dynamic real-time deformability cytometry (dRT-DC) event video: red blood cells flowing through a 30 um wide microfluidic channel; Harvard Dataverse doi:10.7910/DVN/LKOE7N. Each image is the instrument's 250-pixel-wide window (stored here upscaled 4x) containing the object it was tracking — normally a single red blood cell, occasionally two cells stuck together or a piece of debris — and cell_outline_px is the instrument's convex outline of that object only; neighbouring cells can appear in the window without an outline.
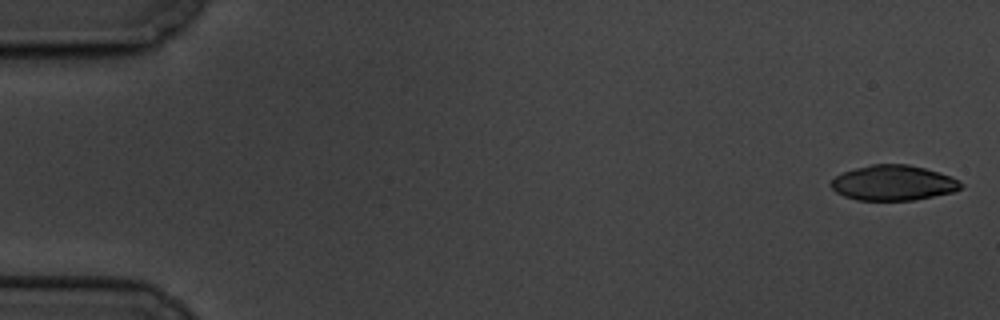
{"species": "common noctule bat (a hibernating species)", "species_latin": "Nyctalus noctula", "temperature_condition": "cold", "stored_images_in_passage": 7, "camera_frame_rate_fps": 3000, "um_per_image_px": 0.085, "animal": {"sex": "male", "body_mass_g": 19.5, "forearm_length_mm": 54.6}, "frame": {"image": 1, "passage_image": 1, "time_ms": 0.0, "image_size_px": [1000, 320], "cell_outline_px": [[964, 184], [960, 188], [952, 192], [916, 200], [856, 200], [844, 196], [836, 192], [828, 184], [836, 176], [844, 172], [856, 168], [872, 164], [908, 164], [924, 168], [960, 180]], "centroid_in_image_um": [75.91, 15.55], "position_along_channel_um": 9.1, "area_um2": 26.53}}
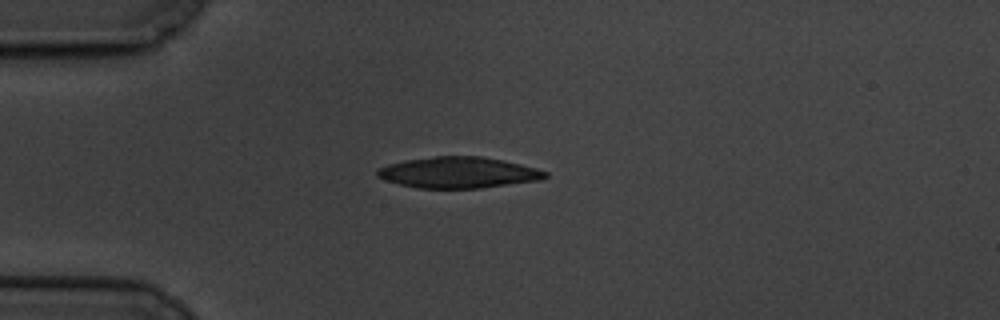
{"frame": {"image": 2, "passage_image": 5, "time_ms": 4.667, "image_size_px": [1000, 320], "cell_outline_px": [[548, 176], [540, 180], [480, 188], [416, 188], [384, 180], [376, 176], [376, 168], [388, 164], [404, 160], [436, 156], [480, 156], [520, 164], [536, 168], [548, 172]], "centroid_in_image_um": [38.92, 14.66], "position_along_channel_um": 46.1, "area_um2": 30.4}}